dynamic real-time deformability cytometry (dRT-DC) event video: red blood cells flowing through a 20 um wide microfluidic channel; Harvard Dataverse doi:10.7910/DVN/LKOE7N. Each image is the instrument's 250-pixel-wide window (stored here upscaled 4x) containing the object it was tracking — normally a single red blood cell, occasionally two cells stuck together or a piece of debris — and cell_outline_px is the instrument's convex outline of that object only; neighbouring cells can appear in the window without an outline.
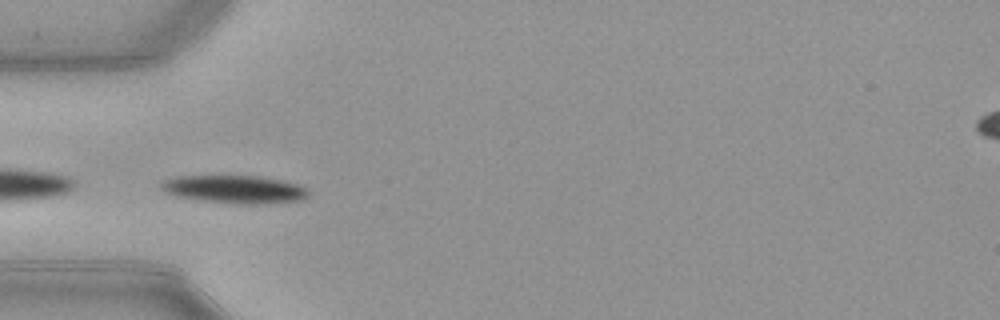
{"species": "common noctule bat (a hibernating species)", "species_latin": "Nyctalus noctula", "temperature_condition": "warm", "stored_images_in_passage": 52, "camera_frame_rate_fps": 3000, "um_per_image_px": 0.085, "animal": {"sex": "female", "body_mass_g": 21.9}, "frame": {"image": 1, "passage_image": 16, "time_ms": 5.0, "image_size_px": [1000, 320], "cell_outline_px": [[308, 196], [304, 200], [268, 204], [244, 204], [200, 200], [176, 196], [160, 188], [160, 184], [164, 180], [176, 176], [260, 176], [284, 180], [308, 188]], "centroid_in_image_um": [20.0, 16.09], "position_along_channel_um": 65.0, "area_um2": 24.1}}
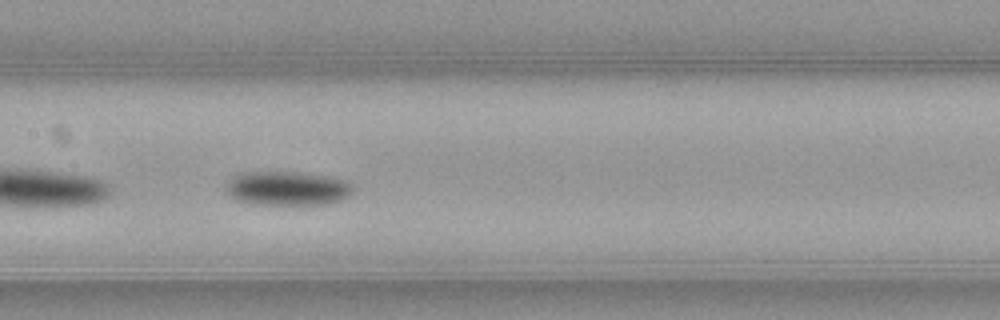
{"frame": {"image": 2, "passage_image": 25, "time_ms": 8.0, "image_size_px": [1000, 320], "cell_outline_px": [[352, 192], [348, 196], [340, 200], [328, 204], [256, 204], [236, 200], [224, 188], [228, 180], [232, 176], [244, 172], [296, 172], [332, 176], [348, 180], [352, 184]], "centroid_in_image_um": [24.44, 15.99], "position_along_channel_um": 183.0, "area_um2": 25.43}}
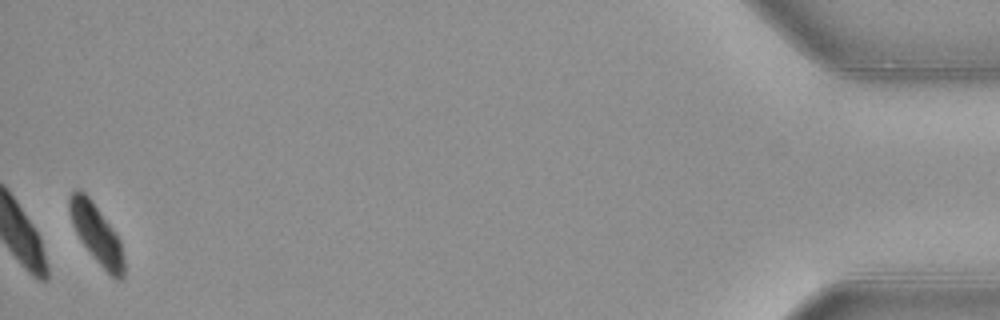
{"frame": {"image": 3, "passage_image": 51, "time_ms": 16.667, "image_size_px": [1000, 320], "cell_outline_px": [[124, 276], [120, 280], [116, 280], [96, 260], [80, 240], [72, 224], [68, 208], [68, 196], [72, 192], [84, 192], [92, 200], [112, 228], [120, 240], [124, 260]], "centroid_in_image_um": [8.2, 19.88], "position_along_channel_um": 427.0, "area_um2": 18.44}, "authors_computed_cell_mechanics": {"area_um2": 24.9985, "velocity_mm_per_s": 3.9243, "shape_relaxation_time_tau1_ms": 2.3397, "shape_relaxation_time_tau2_ms": null, "deformation_change_tau1": 0.1238, "deformation_change_tau2": null}}